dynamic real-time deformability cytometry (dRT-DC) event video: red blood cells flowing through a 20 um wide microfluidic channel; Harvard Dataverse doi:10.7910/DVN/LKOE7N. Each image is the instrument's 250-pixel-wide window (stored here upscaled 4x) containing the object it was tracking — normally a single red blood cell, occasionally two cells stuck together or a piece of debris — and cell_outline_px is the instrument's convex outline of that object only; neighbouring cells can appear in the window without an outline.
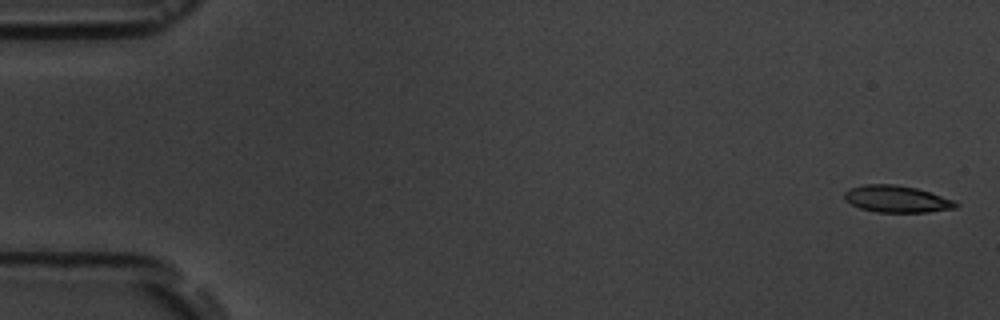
{"species": "common noctule bat (a hibernating species)", "species_latin": "Nyctalus noctula", "temperature_condition": "room temperature", "stored_images_in_passage": 5, "camera_frame_rate_fps": 3000, "um_per_image_px": 0.085, "animal": {"sex": "male", "body_mass_g": 19.5, "forearm_length_mm": 54.6}, "frame": {"image": 1, "passage_image": 1, "time_ms": 0.0, "image_size_px": [1000, 320], "cell_outline_px": [[960, 204], [956, 208], [928, 212], [876, 212], [860, 208], [844, 200], [844, 192], [848, 188], [864, 184], [896, 184], [916, 188], [952, 200]], "centroid_in_image_um": [76.17, 16.91], "position_along_channel_um": 8.8, "area_um2": 17.4}}